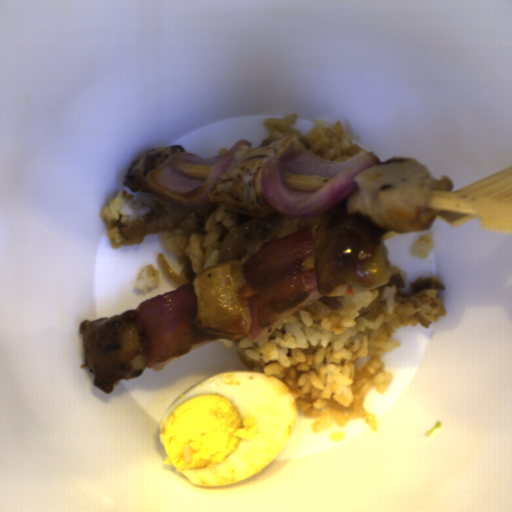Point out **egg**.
<instances>
[{
	"instance_id": "d2b9013d",
	"label": "egg",
	"mask_w": 512,
	"mask_h": 512,
	"mask_svg": "<svg viewBox=\"0 0 512 512\" xmlns=\"http://www.w3.org/2000/svg\"><path fill=\"white\" fill-rule=\"evenodd\" d=\"M295 395L277 377L229 370L187 388L159 425L164 463L192 486H225L261 471L288 441Z\"/></svg>"
}]
</instances>
